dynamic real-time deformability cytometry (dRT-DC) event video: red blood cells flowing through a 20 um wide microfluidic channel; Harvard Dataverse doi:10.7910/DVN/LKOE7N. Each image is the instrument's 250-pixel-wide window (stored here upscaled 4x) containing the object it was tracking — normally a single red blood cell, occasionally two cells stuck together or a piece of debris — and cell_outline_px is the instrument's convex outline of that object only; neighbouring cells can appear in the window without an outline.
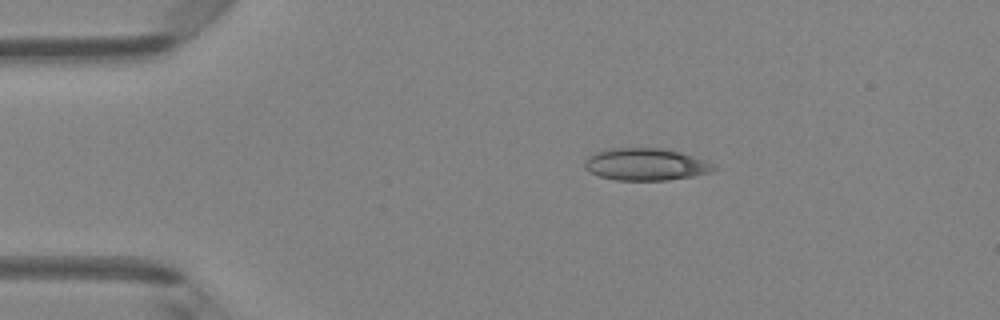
{"species": "Egyptian fruit bat (a non-hibernating species)", "species_latin": "Rousettus aegyptiacus", "temperature_condition": "room temperature", "stored_images_in_passage": 4, "camera_frame_rate_fps": 3000, "um_per_image_px": 0.085, "animal": {"sex": "female"}, "frame": {"image": 1, "passage_image": 1, "time_ms": 0.0, "image_size_px": [1000, 320], "cell_outline_px": [[720, 168], [712, 172], [692, 176], [668, 180], [616, 180], [600, 176], [584, 168], [584, 160], [588, 156], [596, 152], [612, 148], [660, 148], [680, 152], [716, 164]], "centroid_in_image_um": [54.92, 13.97], "position_along_channel_um": 30.1, "area_um2": 24.22}}
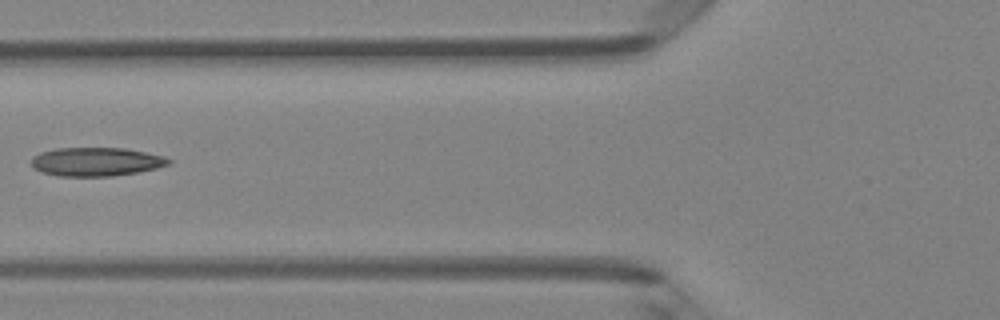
{"frame": {"image": 2, "passage_image": 3, "time_ms": 0.667, "image_size_px": [1000, 320], "cell_outline_px": [[172, 160], [168, 164], [156, 168], [136, 172], [112, 176], [60, 176], [40, 172], [32, 168], [32, 156], [40, 152], [56, 148], [124, 148], [164, 156]], "centroid_in_image_um": [8.12, 13.74], "position_along_channel_um": 117.7, "area_um2": 22.89}}
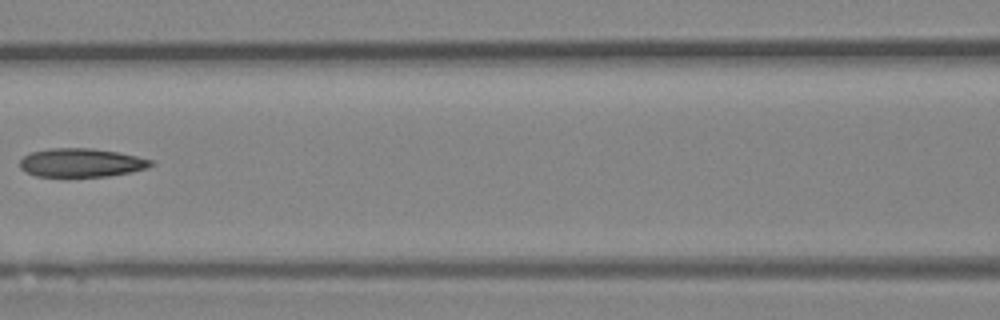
{"frame": {"image": 3, "passage_image": 4, "time_ms": 1.0, "image_size_px": [1000, 320], "cell_outline_px": [[156, 164], [148, 168], [132, 172], [108, 176], [36, 176], [20, 168], [20, 160], [24, 156], [32, 152], [48, 148], [92, 148], [116, 152], [156, 160]], "centroid_in_image_um": [6.97, 13.82], "position_along_channel_um": 159.6, "area_um2": 21.91}}